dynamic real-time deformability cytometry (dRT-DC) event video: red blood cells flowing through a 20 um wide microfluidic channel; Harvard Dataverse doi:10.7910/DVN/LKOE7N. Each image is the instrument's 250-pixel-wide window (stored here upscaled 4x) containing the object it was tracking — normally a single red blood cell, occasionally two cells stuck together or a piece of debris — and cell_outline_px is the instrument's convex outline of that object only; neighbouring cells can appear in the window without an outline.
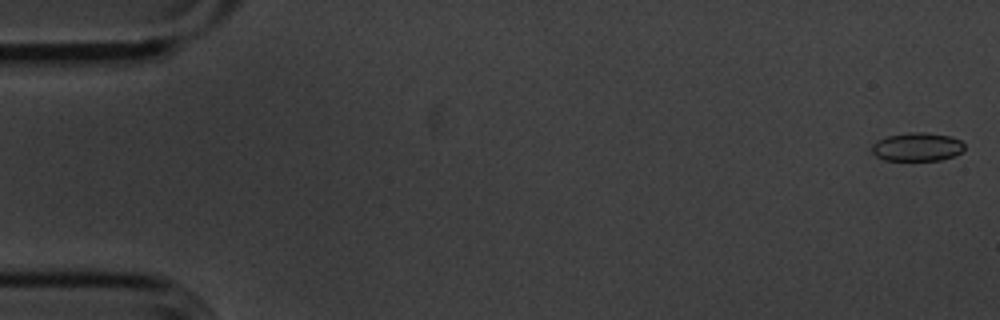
{"species": "common noctule bat (a hibernating species)", "species_latin": "Nyctalus noctula", "temperature_condition": "cold", "stored_images_in_passage": 55, "camera_frame_rate_fps": 3000, "um_per_image_px": 0.085, "animal": {"sex": "male", "body_mass_g": 20.1, "forearm_length_mm": 53.5}, "frame": {"image": 1, "passage_image": 1, "time_ms": 0.0, "image_size_px": [1000, 320], "cell_outline_px": [[964, 148], [960, 152], [952, 156], [940, 160], [884, 160], [876, 156], [872, 152], [872, 144], [876, 140], [888, 136], [908, 132], [924, 132], [952, 136], [960, 140], [964, 144]], "centroid_in_image_um": [77.94, 12.47], "position_along_channel_um": 7.1, "area_um2": 15.37}}
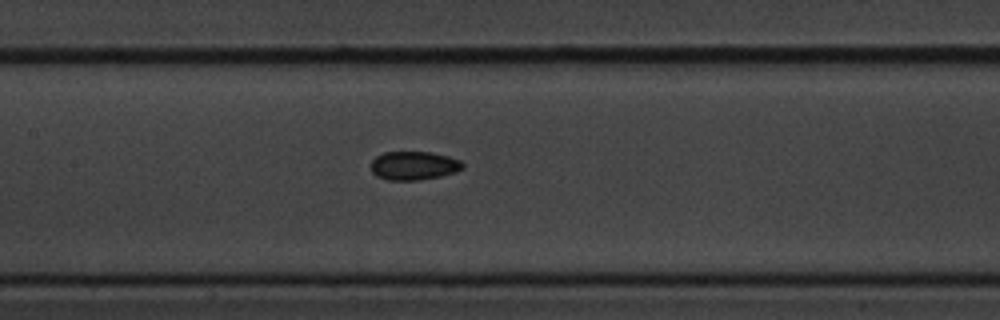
{"frame": {"image": 2, "passage_image": 26, "time_ms": 8.333, "image_size_px": [1000, 320], "cell_outline_px": [[464, 168], [456, 172], [440, 176], [420, 180], [388, 180], [376, 176], [372, 172], [372, 160], [376, 156], [384, 152], [432, 152], [448, 156], [460, 160], [464, 164]], "centroid_in_image_um": [35.19, 14.08], "position_along_channel_um": 172.2, "area_um2": 15.37}}
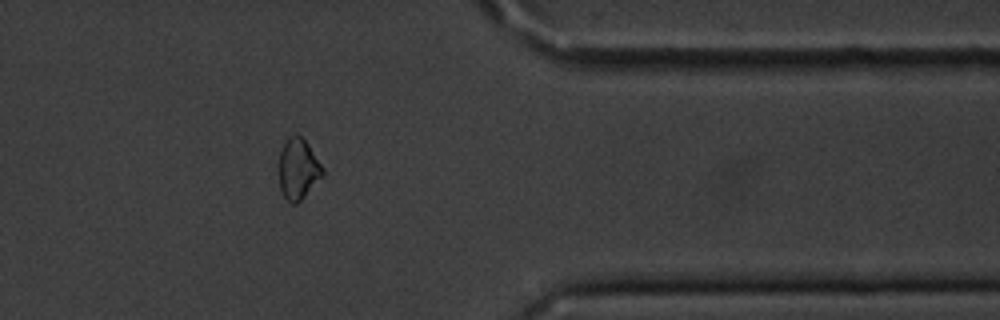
{"frame": {"image": 3, "passage_image": 45, "time_ms": 14.667, "image_size_px": [1000, 320], "cell_outline_px": [[324, 176], [296, 204], [292, 204], [284, 196], [280, 188], [276, 164], [280, 152], [288, 136], [296, 132], [308, 144], [324, 168]], "centroid_in_image_um": [25.31, 14.34], "position_along_channel_um": 386.1, "area_um2": 15.9}, "authors_computed_cell_mechanics": {"area_um2": 15.4326, "velocity_mm_per_s": 3.6195, "shape_relaxation_time_tau1_ms": 8.2186, "shape_relaxation_time_tau2_ms": 2.9545, "deformation_change_tau1": 0.1246, "deformation_change_tau2": 0.0652}}